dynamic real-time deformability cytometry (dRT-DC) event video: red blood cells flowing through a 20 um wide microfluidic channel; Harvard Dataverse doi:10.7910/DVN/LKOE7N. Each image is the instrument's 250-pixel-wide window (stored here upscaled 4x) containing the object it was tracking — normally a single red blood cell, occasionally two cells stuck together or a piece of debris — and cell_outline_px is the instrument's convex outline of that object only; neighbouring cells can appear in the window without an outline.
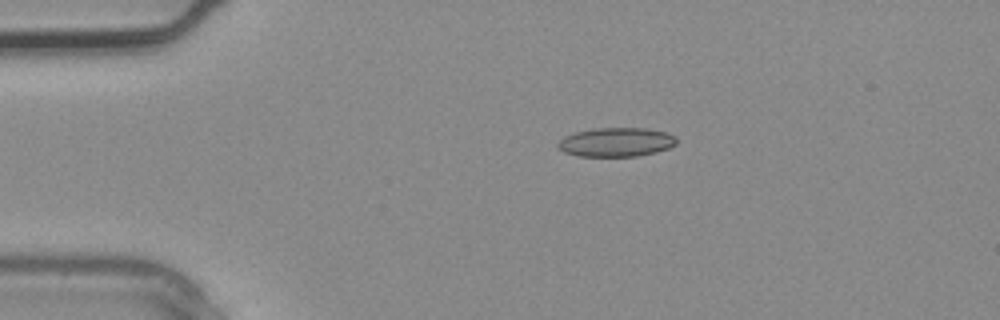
{"species": "common noctule bat (a hibernating species)", "species_latin": "Nyctalus noctula", "temperature_condition": "warm", "stored_images_in_passage": 2, "camera_frame_rate_fps": 3000, "um_per_image_px": 0.085, "animal": {"sex": "male", "body_mass_g": 20.4}, "frame": {"image": 1, "passage_image": 1, "time_ms": 0.0, "image_size_px": [1000, 320], "cell_outline_px": [[676, 144], [668, 148], [656, 152], [636, 156], [580, 156], [564, 152], [556, 148], [556, 144], [564, 136], [576, 132], [592, 128], [644, 128], [664, 132], [676, 136]], "centroid_in_image_um": [52.34, 12.08], "position_along_channel_um": 32.7, "area_um2": 20.06}}